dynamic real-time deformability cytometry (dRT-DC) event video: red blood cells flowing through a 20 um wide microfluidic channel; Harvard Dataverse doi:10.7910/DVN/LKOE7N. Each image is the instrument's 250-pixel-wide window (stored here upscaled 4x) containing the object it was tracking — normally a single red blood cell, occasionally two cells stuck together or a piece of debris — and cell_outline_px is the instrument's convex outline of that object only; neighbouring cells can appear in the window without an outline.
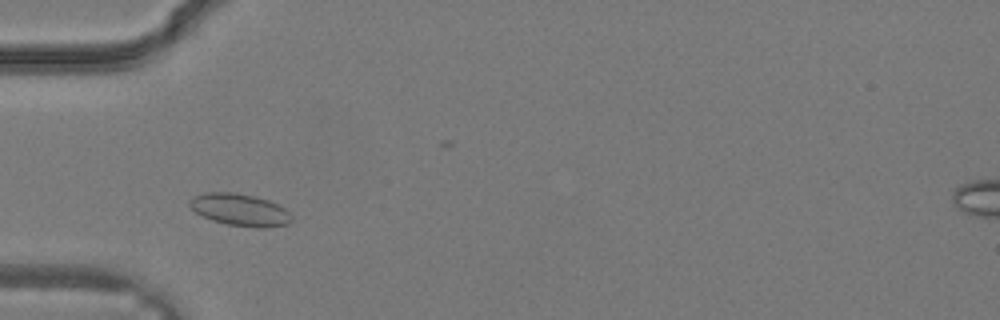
{"species": "common noctule bat (a hibernating species)", "species_latin": "Nyctalus noctula", "temperature_condition": "warm", "stored_images_in_passage": 23, "camera_frame_rate_fps": 3000, "um_per_image_px": 0.085, "animal": {"sex": "male", "body_mass_g": 19.2, "forearm_length_mm": 51.8}, "frame": {"image": 1, "passage_image": 1, "time_ms": 0.0, "image_size_px": [1000, 320], "cell_outline_px": [[292, 220], [288, 224], [268, 228], [256, 228], [228, 224], [212, 220], [196, 212], [188, 204], [188, 200], [192, 196], [204, 192], [236, 192], [256, 196], [268, 200], [284, 208], [292, 216]], "centroid_in_image_um": [20.39, 17.82], "position_along_channel_um": 64.6, "area_um2": 19.25}}
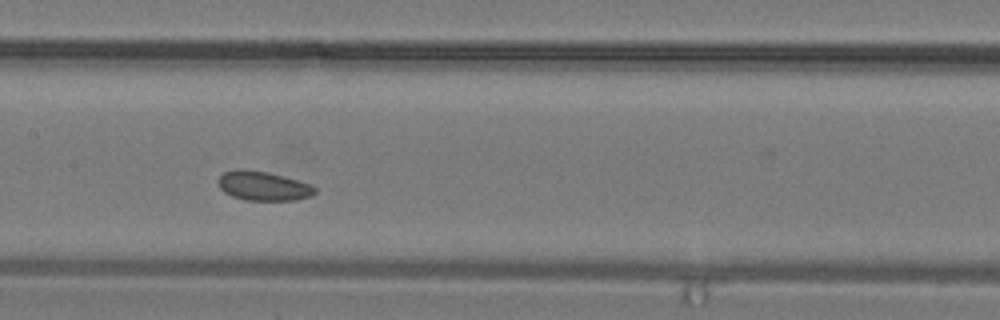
{"frame": {"image": 2, "passage_image": 7, "time_ms": 2.0, "image_size_px": [1000, 320], "cell_outline_px": [[316, 192], [312, 196], [296, 200], [244, 200], [232, 196], [224, 192], [220, 188], [216, 180], [224, 172], [240, 168], [268, 172], [312, 184], [316, 188]], "centroid_in_image_um": [22.37, 15.8], "position_along_channel_um": 185.0, "area_um2": 16.65}}
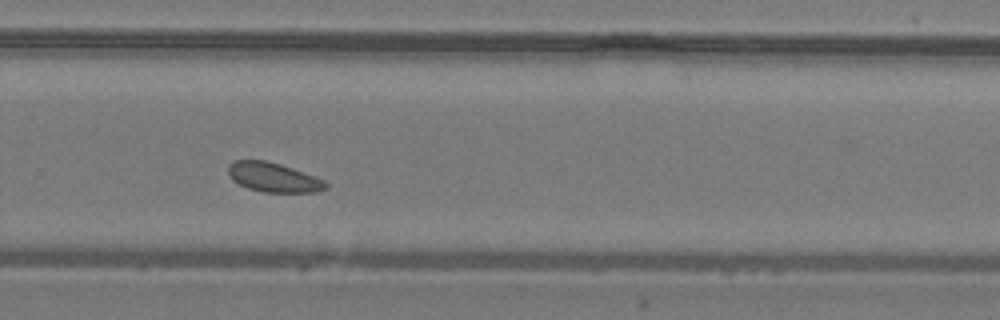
{"frame": {"image": 3, "passage_image": 13, "time_ms": 4.0, "image_size_px": [1000, 320], "cell_outline_px": [[328, 188], [316, 192], [264, 192], [248, 188], [232, 180], [228, 172], [228, 164], [236, 160], [268, 160], [292, 168], [324, 180], [328, 184]], "centroid_in_image_um": [23.23, 15.07], "position_along_channel_um": 306.6, "area_um2": 16.65}}